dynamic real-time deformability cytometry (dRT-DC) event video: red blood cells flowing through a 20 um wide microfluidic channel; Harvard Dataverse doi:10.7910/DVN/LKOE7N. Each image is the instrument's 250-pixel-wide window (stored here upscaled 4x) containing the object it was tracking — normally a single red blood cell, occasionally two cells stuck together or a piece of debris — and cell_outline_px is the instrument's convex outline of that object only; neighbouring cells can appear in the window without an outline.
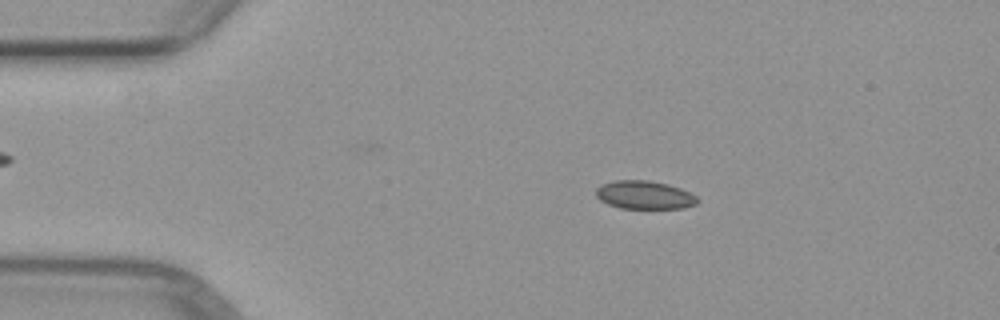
{"species": "common noctule bat (a hibernating species)", "species_latin": "Nyctalus noctula", "temperature_condition": "warm", "stored_images_in_passage": 3, "camera_frame_rate_fps": 3000, "um_per_image_px": 0.085, "animal": {"sex": "female", "body_mass_g": 29.2, "forearm_length_mm": 56.3}, "frame": {"image": 1, "passage_image": 2, "time_ms": 1.0, "image_size_px": [1000, 320], "cell_outline_px": [[700, 200], [696, 204], [684, 208], [620, 208], [608, 204], [600, 200], [596, 196], [596, 188], [604, 184], [616, 180], [648, 180], [668, 184], [680, 188], [696, 196]], "centroid_in_image_um": [54.79, 16.57], "position_along_channel_um": 30.2, "area_um2": 16.65}}